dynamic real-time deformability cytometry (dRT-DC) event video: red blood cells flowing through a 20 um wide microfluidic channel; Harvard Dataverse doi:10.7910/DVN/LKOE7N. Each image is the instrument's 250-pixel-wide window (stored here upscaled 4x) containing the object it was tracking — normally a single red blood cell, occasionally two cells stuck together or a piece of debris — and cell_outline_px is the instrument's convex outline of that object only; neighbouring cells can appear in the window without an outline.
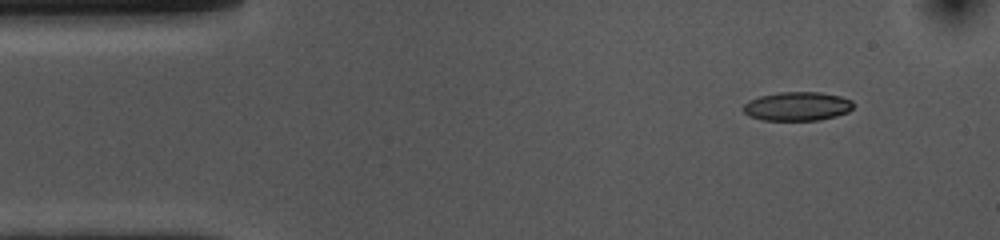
{"species": "common noctule bat (a hibernating species)", "species_latin": "Nyctalus noctula", "temperature_condition": "cold", "stored_images_in_passage": 49, "camera_frame_rate_fps": 3000, "um_per_image_px": 0.085, "animal": {"sex": "female", "body_mass_g": 10.0, "forearm_length_mm": 53.1}, "frame": {"image": 1, "passage_image": 1, "time_ms": 0.0, "image_size_px": [1000, 240], "cell_outline_px": [[852, 108], [848, 112], [836, 116], [820, 120], [764, 120], [748, 116], [740, 108], [748, 100], [760, 96], [780, 92], [820, 92], [840, 96], [852, 100]], "centroid_in_image_um": [67.73, 9.03], "position_along_channel_um": 17.3, "area_um2": 18.61}}
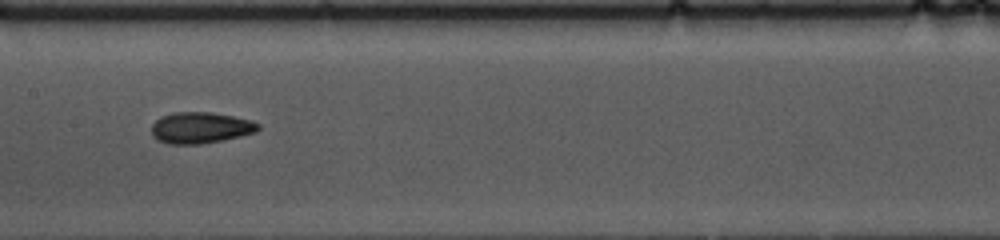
{"frame": {"image": 2, "passage_image": 21, "time_ms": 6.667, "image_size_px": [1000, 240], "cell_outline_px": [[260, 128], [256, 132], [224, 140], [200, 144], [168, 144], [156, 140], [152, 136], [152, 124], [160, 116], [176, 112], [212, 112], [252, 120], [260, 124]], "centroid_in_image_um": [17.04, 10.86], "position_along_channel_um": 190.4, "area_um2": 19.59}}
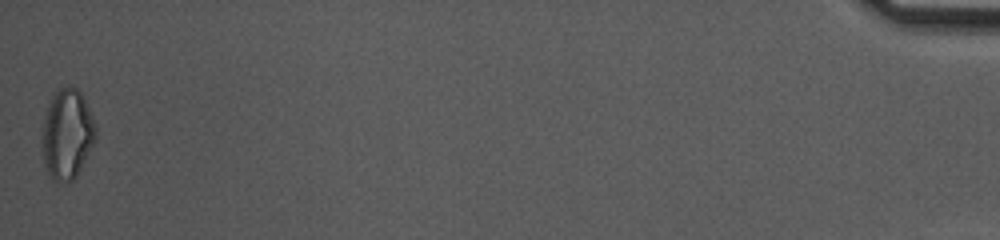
{"frame": {"image": 3, "passage_image": 49, "time_ms": 16.0, "image_size_px": [1000, 240], "cell_outline_px": [[96, 140], [76, 176], [72, 180], [56, 184], [52, 180], [44, 164], [44, 116], [48, 104], [56, 88], [68, 84], [76, 88], [80, 92], [92, 116], [96, 128]], "centroid_in_image_um": [5.72, 11.38], "position_along_channel_um": 429.5, "area_um2": 27.92}, "authors_computed_cell_mechanics": {"area_um2": 19.0162, "velocity_mm_per_s": 3.6667, "shape_relaxation_time_tau1_ms": 9.6917, "shape_relaxation_time_tau2_ms": 4.0113, "deformation_change_tau1": 0.1625, "deformation_change_tau2": 0.1064}}